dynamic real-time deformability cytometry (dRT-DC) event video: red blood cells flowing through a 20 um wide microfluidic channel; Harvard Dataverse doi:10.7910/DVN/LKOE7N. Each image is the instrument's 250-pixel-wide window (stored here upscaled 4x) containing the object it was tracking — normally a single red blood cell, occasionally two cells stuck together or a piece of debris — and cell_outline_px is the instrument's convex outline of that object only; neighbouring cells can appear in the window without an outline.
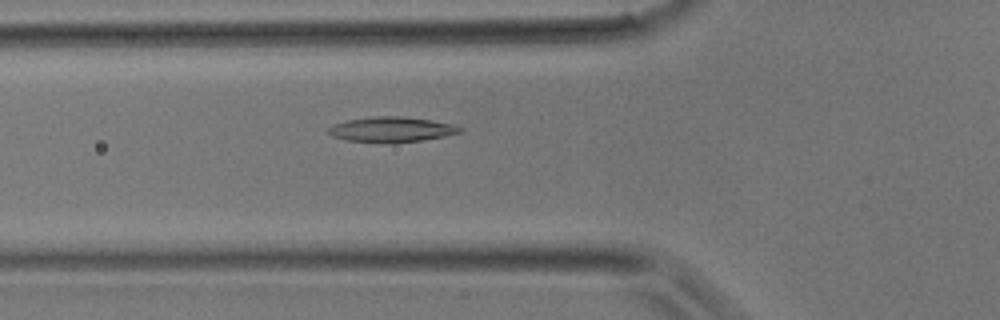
{"species": "common noctule bat (a hibernating species)", "species_latin": "Nyctalus noctula", "temperature_condition": "room temperature", "stored_images_in_passage": 32, "camera_frame_rate_fps": 3000, "um_per_image_px": 0.085, "animal": {"sex": "male", "body_mass_g": 17.9}, "frame": {"image": 1, "passage_image": 7, "time_ms": 2.0, "image_size_px": [1000, 320], "cell_outline_px": [[464, 132], [444, 136], [420, 140], [344, 140], [332, 136], [328, 132], [328, 128], [336, 124], [348, 120], [372, 116], [400, 116], [432, 120], [452, 124], [464, 128]], "centroid_in_image_um": [33.33, 10.95], "position_along_channel_um": 92.5, "area_um2": 18.38}}
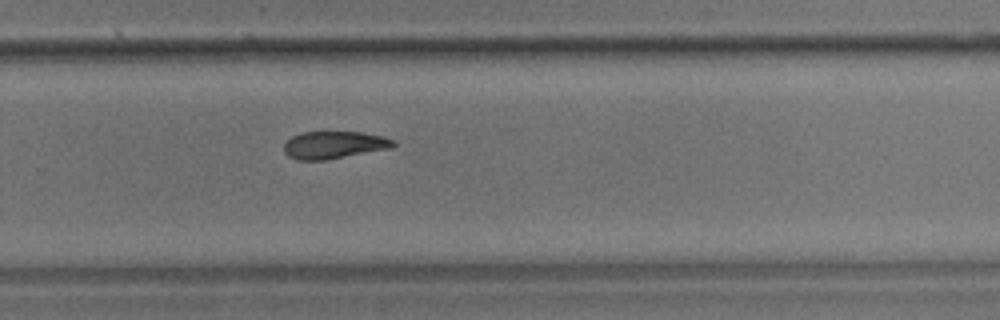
{"frame": {"image": 2, "passage_image": 19, "time_ms": 6.0, "image_size_px": [1000, 320], "cell_outline_px": [[396, 144], [392, 148], [324, 160], [296, 160], [288, 156], [284, 152], [284, 144], [292, 136], [304, 132], [360, 132], [384, 136], [396, 140]], "centroid_in_image_um": [28.41, 12.32], "position_along_channel_um": 301.4, "area_um2": 17.51}}
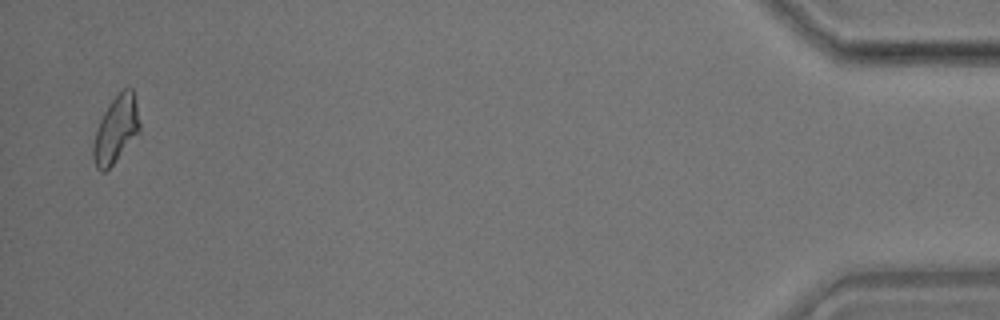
{"frame": {"image": 3, "passage_image": 31, "time_ms": 10.0, "image_size_px": [1000, 320], "cell_outline_px": [[140, 132], [116, 160], [104, 172], [100, 172], [96, 168], [92, 156], [92, 144], [96, 128], [104, 112], [112, 100], [124, 88], [132, 88], [136, 104], [140, 124]], "centroid_in_image_um": [9.83, 11.04], "position_along_channel_um": 425.4, "area_um2": 17.98}}